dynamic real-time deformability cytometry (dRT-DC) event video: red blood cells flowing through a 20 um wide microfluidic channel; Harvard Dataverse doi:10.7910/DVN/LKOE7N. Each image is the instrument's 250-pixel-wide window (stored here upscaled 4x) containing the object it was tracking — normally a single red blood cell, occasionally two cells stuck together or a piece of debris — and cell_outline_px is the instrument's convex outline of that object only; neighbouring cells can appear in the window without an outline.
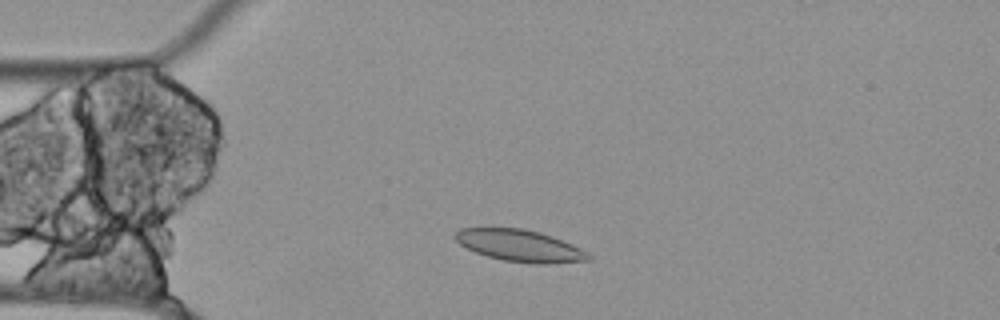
{"species": "Egyptian fruit bat (a non-hibernating species)", "species_latin": "Rousettus aegyptiacus", "temperature_condition": "cold", "stored_images_in_passage": 19, "segment_of_instrument_passage": [1, 2], "camera_frame_rate_fps": 3000, "um_per_image_px": 0.085, "animal": {"sex": "female"}, "frame": {"image": 1, "passage_image": 2, "time_ms": 0.333, "image_size_px": [1000, 320], "cell_outline_px": [[592, 260], [548, 264], [532, 264], [504, 260], [488, 256], [476, 252], [460, 244], [452, 236], [460, 228], [524, 228], [540, 232], [552, 236], [572, 244], [588, 252], [592, 256]], "centroid_in_image_um": [44.22, 20.88], "position_along_channel_um": 40.8, "area_um2": 24.8}}
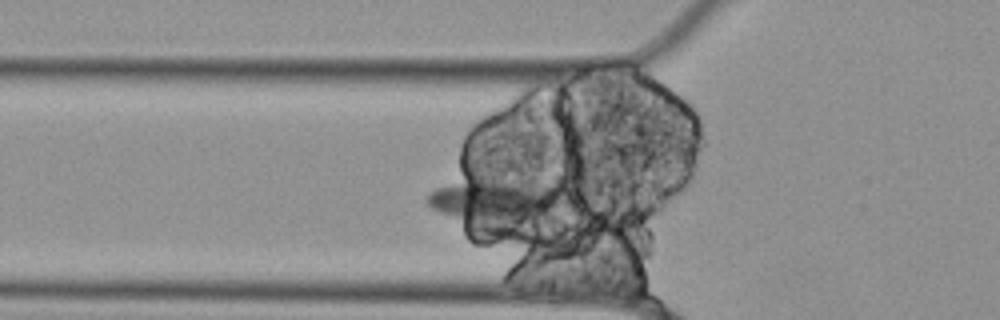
{"frame": {"image": 2, "passage_image": 7, "time_ms": 2.0, "image_size_px": [1000, 320], "cell_outline_px": [[572, 200], [568, 204], [508, 240], [500, 240], [440, 212], [432, 208], [424, 200], [428, 192], [436, 188], [452, 184], [504, 184], [552, 188], [572, 196]], "centroid_in_image_um": [42.27, 17.53], "position_along_channel_um": 83.5, "area_um2": 38.32}}